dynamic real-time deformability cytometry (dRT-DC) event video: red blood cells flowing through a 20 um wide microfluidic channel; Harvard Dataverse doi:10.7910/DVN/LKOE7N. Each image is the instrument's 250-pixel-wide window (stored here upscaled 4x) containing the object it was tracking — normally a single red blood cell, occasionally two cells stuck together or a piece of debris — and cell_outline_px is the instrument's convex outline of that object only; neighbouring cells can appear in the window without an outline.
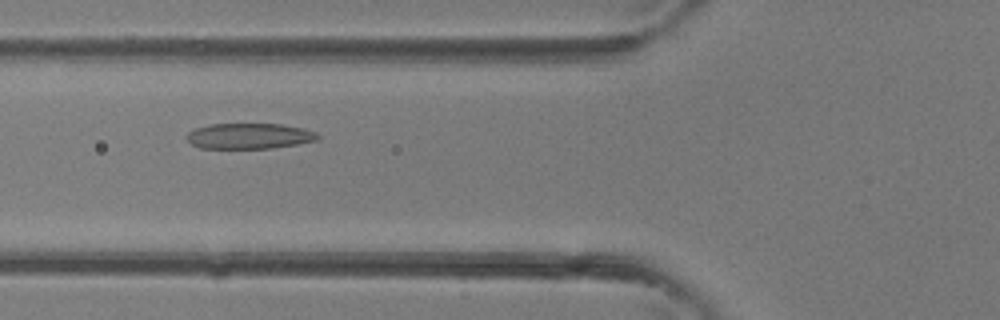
{"species": "common noctule bat (a hibernating species)", "species_latin": "Nyctalus noctula", "temperature_condition": "room temperature", "stored_images_in_passage": 38, "camera_frame_rate_fps": 3000, "um_per_image_px": 0.085, "animal": {"sex": "female"}, "frame": {"image": 1, "passage_image": 14, "time_ms": 4.333, "image_size_px": [1000, 320], "cell_outline_px": [[320, 140], [272, 148], [200, 148], [192, 144], [184, 136], [188, 132], [196, 128], [212, 124], [280, 124], [300, 128], [316, 132], [320, 136]], "centroid_in_image_um": [21.18, 11.56], "position_along_channel_um": 104.6, "area_um2": 19.48}}
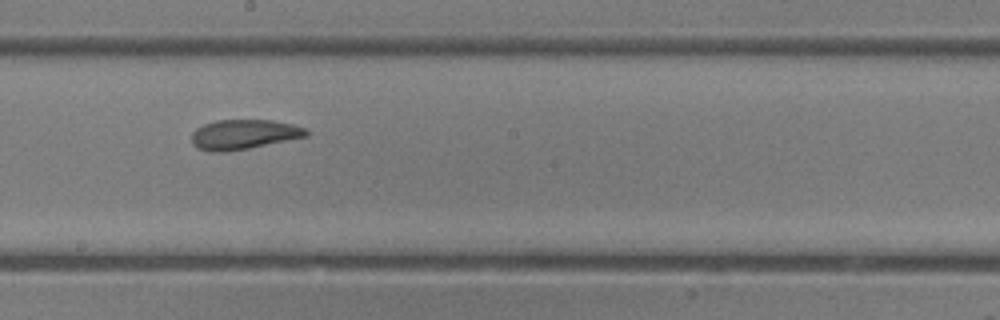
{"frame": {"image": 2, "passage_image": 21, "time_ms": 6.667, "image_size_px": [1000, 320], "cell_outline_px": [[308, 136], [248, 148], [224, 152], [208, 152], [196, 148], [192, 144], [192, 132], [196, 128], [204, 124], [216, 120], [272, 120], [292, 124], [304, 128], [308, 132]], "centroid_in_image_um": [20.67, 11.43], "position_along_channel_um": 227.5, "area_um2": 19.88}}
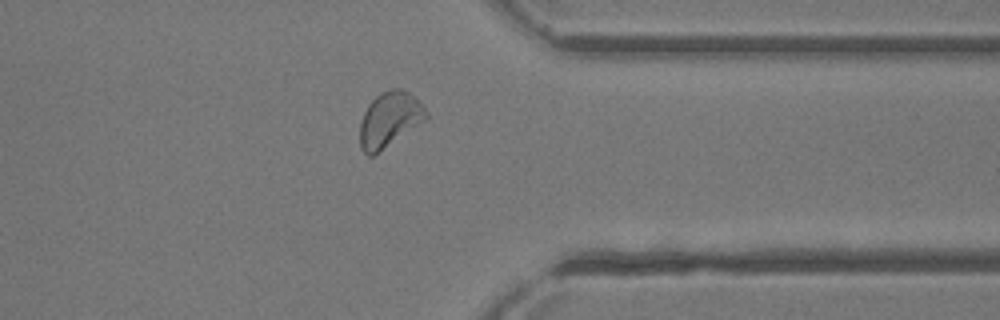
{"frame": {"image": 3, "passage_image": 30, "time_ms": 9.667, "image_size_px": [1000, 320], "cell_outline_px": [[428, 116], [424, 120], [372, 156], [368, 156], [360, 148], [360, 120], [368, 104], [380, 92], [392, 88], [400, 88], [408, 92], [428, 112]], "centroid_in_image_um": [33.06, 10.14], "position_along_channel_um": 378.3, "area_um2": 20.75}}